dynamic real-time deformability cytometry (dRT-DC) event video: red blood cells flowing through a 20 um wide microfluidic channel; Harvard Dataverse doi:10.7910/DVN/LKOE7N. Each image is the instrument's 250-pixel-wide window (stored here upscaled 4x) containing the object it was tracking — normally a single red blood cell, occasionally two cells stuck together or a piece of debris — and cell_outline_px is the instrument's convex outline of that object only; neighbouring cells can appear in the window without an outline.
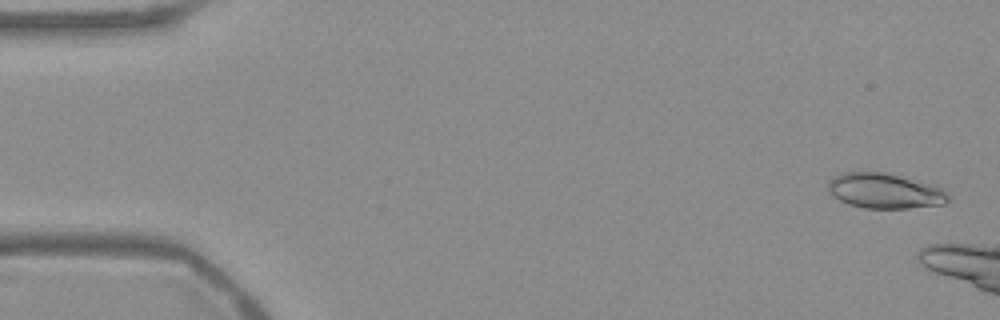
{"species": "Egyptian fruit bat (a non-hibernating species)", "species_latin": "Rousettus aegyptiacus", "temperature_condition": "warm", "stored_images_in_passage": 7, "camera_frame_rate_fps": 3000, "um_per_image_px": 0.085, "frame": {"image": 1, "passage_image": 2, "time_ms": 0.333, "image_size_px": [1000, 320], "cell_outline_px": [[948, 200], [944, 204], [908, 208], [864, 208], [848, 204], [832, 196], [828, 192], [828, 180], [832, 176], [844, 172], [884, 172], [936, 184], [948, 196]], "centroid_in_image_um": [75.17, 16.21], "position_along_channel_um": 9.8, "area_um2": 24.8}}